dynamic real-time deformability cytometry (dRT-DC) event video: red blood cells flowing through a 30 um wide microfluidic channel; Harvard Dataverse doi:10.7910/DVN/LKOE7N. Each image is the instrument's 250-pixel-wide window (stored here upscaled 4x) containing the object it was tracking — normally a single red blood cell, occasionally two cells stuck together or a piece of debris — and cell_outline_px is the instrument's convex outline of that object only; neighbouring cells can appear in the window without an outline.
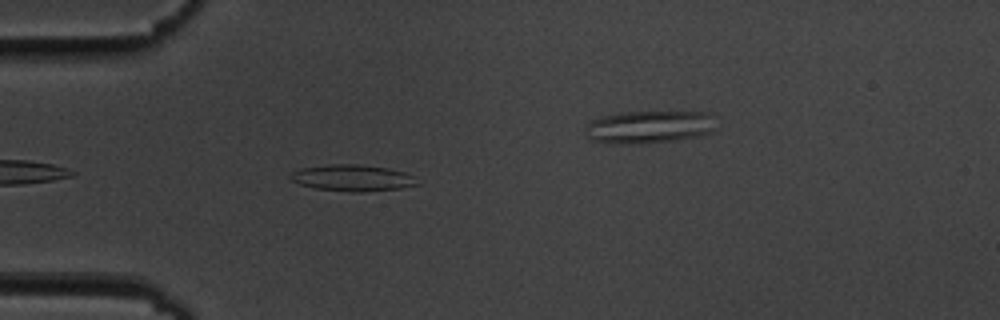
{"species": "common noctule bat (a hibernating species)", "species_latin": "Nyctalus noctula", "temperature_condition": "cold", "stored_images_in_passage": 34, "camera_frame_rate_fps": 3000, "um_per_image_px": 0.085, "animal": {"sex": "male", "body_mass_g": 19.5, "forearm_length_mm": 54.6}, "frame": {"image": 1, "passage_image": 4, "time_ms": 1.0, "image_size_px": [1000, 320], "cell_outline_px": [[420, 184], [400, 188], [360, 192], [352, 192], [316, 188], [300, 184], [292, 180], [288, 176], [292, 172], [300, 168], [328, 164], [360, 164], [388, 168], [404, 172], [412, 176]], "centroid_in_image_um": [29.94, 15.11], "position_along_channel_um": 55.1, "area_um2": 19.42}}
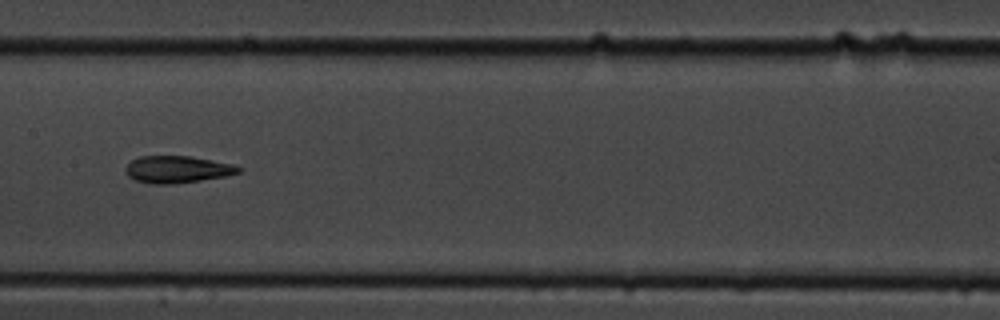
{"frame": {"image": 2, "passage_image": 16, "time_ms": 5.0, "image_size_px": [1000, 320], "cell_outline_px": [[244, 168], [240, 172], [228, 176], [172, 184], [152, 184], [136, 180], [128, 176], [128, 164], [132, 160], [140, 156], [192, 156], [232, 164]], "centroid_in_image_um": [15.13, 14.4], "position_along_channel_um": 192.3, "area_um2": 17.69}}
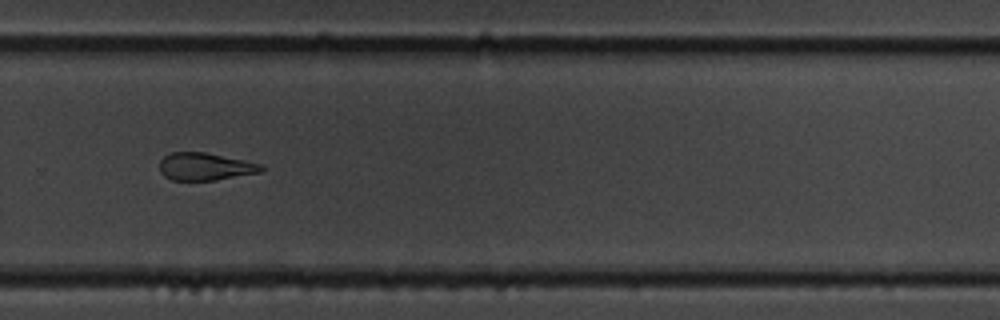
{"frame": {"image": 3, "passage_image": 26, "time_ms": 8.333, "image_size_px": [1000, 320], "cell_outline_px": [[264, 168], [260, 172], [216, 180], [172, 180], [164, 176], [160, 172], [160, 160], [164, 156], [172, 152], [204, 152], [264, 164]], "centroid_in_image_um": [17.43, 14.16], "position_along_channel_um": 312.4, "area_um2": 16.3}}